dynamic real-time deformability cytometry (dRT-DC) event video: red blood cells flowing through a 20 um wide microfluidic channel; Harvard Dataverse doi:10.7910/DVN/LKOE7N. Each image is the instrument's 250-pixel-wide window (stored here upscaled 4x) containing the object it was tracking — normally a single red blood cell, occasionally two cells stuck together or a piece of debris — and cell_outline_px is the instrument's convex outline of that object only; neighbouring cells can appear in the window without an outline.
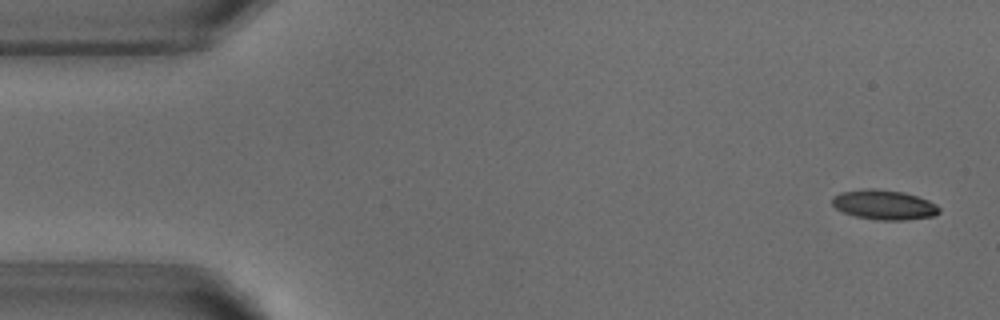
{"species": "common noctule bat (a hibernating species)", "species_latin": "Nyctalus noctula", "temperature_condition": "warm", "stored_images_in_passage": 51, "camera_frame_rate_fps": 3000, "um_per_image_px": 0.085, "animal": {"sex": "male", "body_mass_g": 18.8}, "frame": {"image": 1, "passage_image": 1, "time_ms": 0.0, "image_size_px": [1000, 320], "cell_outline_px": [[940, 212], [932, 216], [904, 220], [876, 220], [856, 216], [844, 212], [836, 208], [832, 204], [832, 196], [840, 192], [868, 188], [872, 188], [904, 192], [928, 200], [936, 204], [940, 208]], "centroid_in_image_um": [75.13, 17.4], "position_along_channel_um": 9.9, "area_um2": 18.5}}
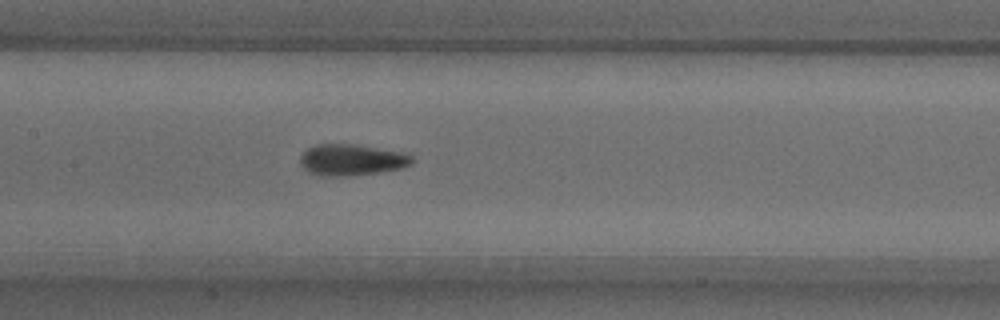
{"frame": {"image": 2, "passage_image": 23, "time_ms": 7.333, "image_size_px": [1000, 320], "cell_outline_px": [[412, 164], [404, 168], [348, 176], [320, 176], [308, 172], [300, 164], [300, 156], [308, 148], [316, 144], [356, 144], [400, 152], [412, 156]], "centroid_in_image_um": [29.85, 13.59], "position_along_channel_um": 177.5, "area_um2": 20.35}}
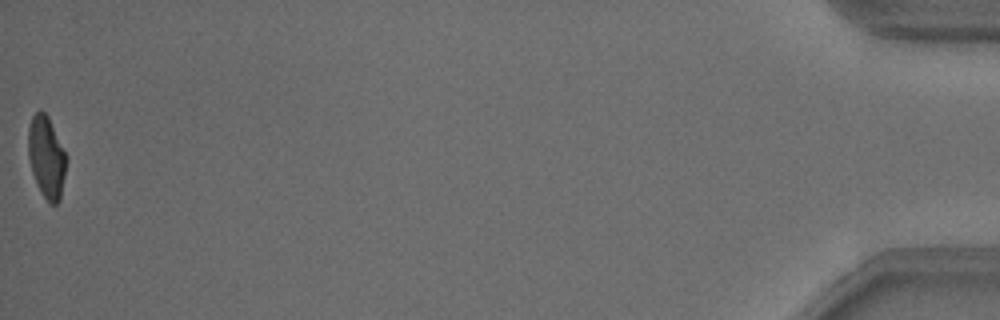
{"frame": {"image": 3, "passage_image": 51, "time_ms": 16.667, "image_size_px": [1000, 320], "cell_outline_px": [[68, 156], [60, 200], [56, 204], [52, 204], [40, 192], [36, 184], [32, 172], [28, 156], [28, 128], [32, 116], [40, 108], [48, 116]], "centroid_in_image_um": [3.96, 13.33], "position_along_channel_um": 431.2, "area_um2": 18.38}, "authors_computed_cell_mechanics": {"area_um2": 19.363, "velocity_mm_per_s": 3.8325, "shape_relaxation_time_tau1_ms": 3.7047, "shape_relaxation_time_tau2_ms": 1.2165, "deformation_change_tau1": 0.1633, "deformation_change_tau2": 0.0775}}